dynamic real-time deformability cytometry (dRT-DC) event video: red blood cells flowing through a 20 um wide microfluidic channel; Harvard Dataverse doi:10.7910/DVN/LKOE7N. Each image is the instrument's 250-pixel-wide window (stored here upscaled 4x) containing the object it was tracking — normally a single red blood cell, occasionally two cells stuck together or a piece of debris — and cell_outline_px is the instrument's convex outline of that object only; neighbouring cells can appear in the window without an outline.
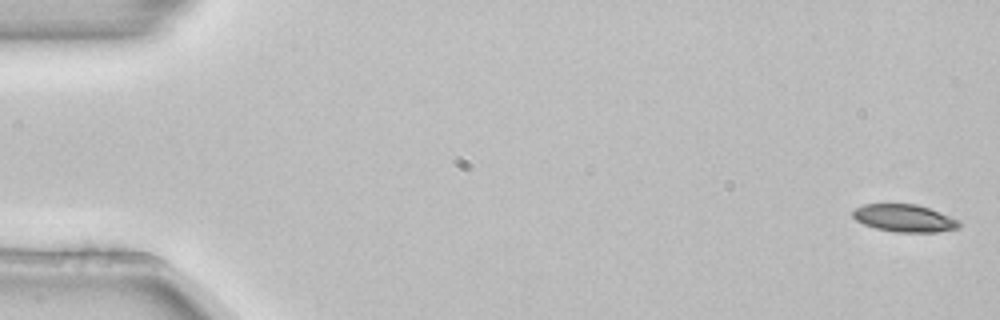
{"species": "common noctule bat (a hibernating species)", "species_latin": "Nyctalus noctula", "temperature_condition": "room temperature", "stored_images_in_passage": 4, "camera_frame_rate_fps": 3000, "um_per_image_px": 0.085, "animal": {"sex": "female", "body_mass_g": 22.7, "forearm_length_mm": 54.2}, "frame": {"image": 1, "passage_image": 1, "time_ms": 0.0, "image_size_px": [1000, 320], "cell_outline_px": [[960, 228], [936, 232], [892, 232], [876, 228], [864, 224], [856, 220], [852, 216], [852, 212], [856, 208], [864, 204], [916, 204], [928, 208], [960, 220]], "centroid_in_image_um": [76.87, 18.55], "position_along_channel_um": 8.1, "area_um2": 16.99}}
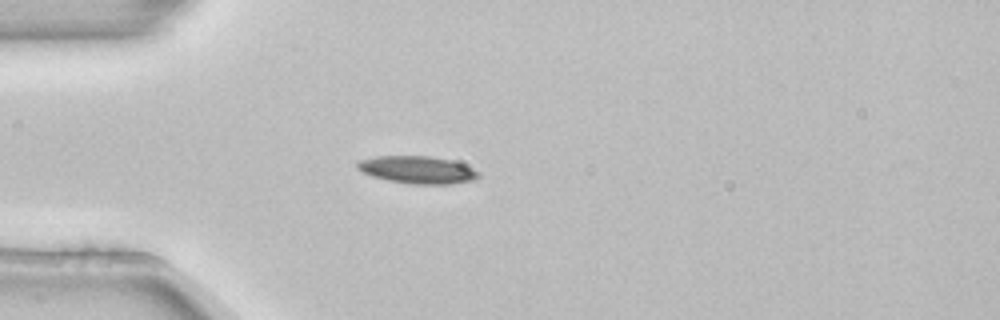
{"frame": {"image": 2, "passage_image": 4, "time_ms": 1.0, "image_size_px": [1000, 320], "cell_outline_px": [[480, 176], [476, 180], [452, 184], [408, 184], [388, 180], [372, 176], [356, 168], [356, 164], [360, 160], [376, 156], [428, 156], [452, 160], [464, 164], [480, 172]], "centroid_in_image_um": [35.52, 14.44], "position_along_channel_um": 49.5, "area_um2": 19.54}}